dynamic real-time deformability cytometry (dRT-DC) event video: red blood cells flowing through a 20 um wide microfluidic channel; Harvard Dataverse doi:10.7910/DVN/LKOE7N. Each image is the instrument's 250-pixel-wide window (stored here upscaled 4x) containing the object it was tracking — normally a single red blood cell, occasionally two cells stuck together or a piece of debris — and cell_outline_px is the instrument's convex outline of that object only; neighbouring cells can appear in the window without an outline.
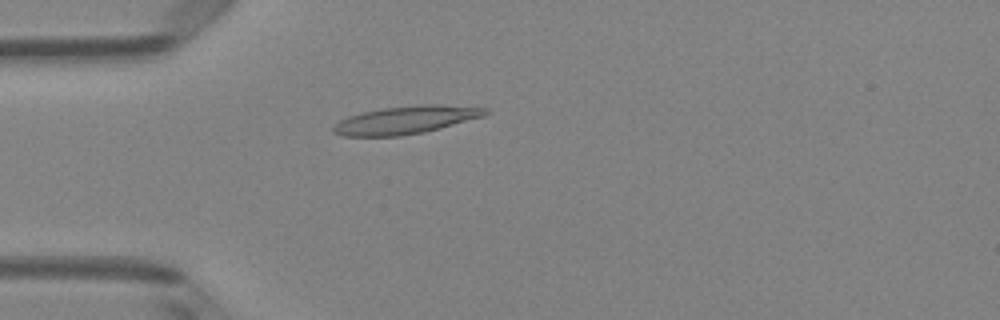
{"species": "Egyptian fruit bat (a non-hibernating species)", "species_latin": "Rousettus aegyptiacus", "temperature_condition": "room temperature", "stored_images_in_passage": 4, "camera_frame_rate_fps": 3000, "um_per_image_px": 0.085, "animal": {"sex": "female"}, "frame": {"image": 1, "passage_image": 4, "time_ms": 1.0, "image_size_px": [1000, 320], "cell_outline_px": [[488, 112], [484, 116], [440, 128], [424, 132], [400, 136], [340, 136], [332, 132], [332, 128], [340, 120], [348, 116], [360, 112], [384, 108], [420, 104], [436, 104], [488, 108]], "centroid_in_image_um": [34.46, 10.19], "position_along_channel_um": 50.5, "area_um2": 24.68}}